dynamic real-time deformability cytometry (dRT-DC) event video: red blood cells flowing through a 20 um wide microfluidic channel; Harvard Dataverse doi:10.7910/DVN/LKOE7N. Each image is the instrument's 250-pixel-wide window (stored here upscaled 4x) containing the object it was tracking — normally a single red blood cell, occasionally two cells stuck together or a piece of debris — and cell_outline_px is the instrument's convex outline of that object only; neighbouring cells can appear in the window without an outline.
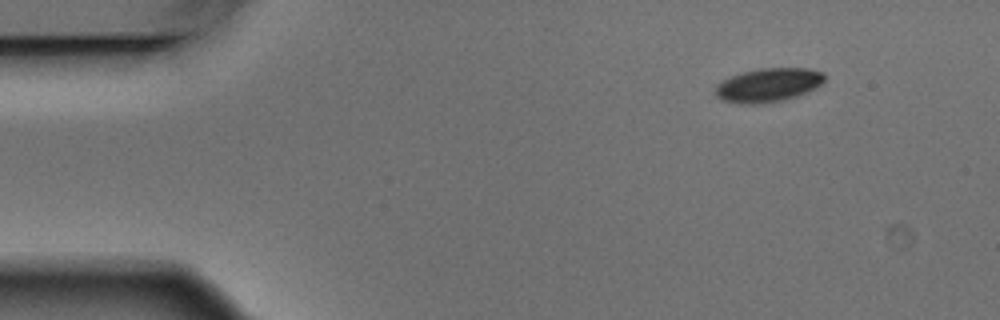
{"species": "Egyptian fruit bat (a non-hibernating species)", "species_latin": "Rousettus aegyptiacus", "temperature_condition": "warm", "stored_images_in_passage": 7, "camera_frame_rate_fps": 3000, "um_per_image_px": 0.085, "animal": {"sex": "male"}, "frame": {"image": 1, "passage_image": 1, "time_ms": 0.0, "image_size_px": [1000, 320], "cell_outline_px": [[824, 80], [816, 88], [808, 92], [796, 96], [780, 100], [760, 104], [740, 104], [720, 100], [712, 92], [716, 84], [732, 76], [744, 72], [760, 68], [808, 68], [824, 72]], "centroid_in_image_um": [65.27, 7.23], "position_along_channel_um": 19.7, "area_um2": 21.62}}
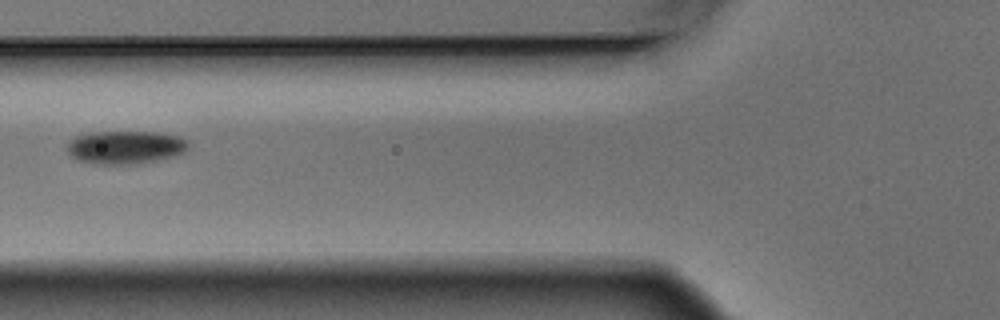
{"frame": {"image": 2, "passage_image": 5, "time_ms": 1.333, "image_size_px": [1000, 320], "cell_outline_px": [[188, 148], [184, 152], [176, 156], [136, 164], [92, 164], [76, 160], [64, 148], [68, 140], [76, 136], [92, 132], [156, 132], [180, 136], [188, 140]], "centroid_in_image_um": [10.62, 12.52], "position_along_channel_um": 115.2, "area_um2": 23.81}}
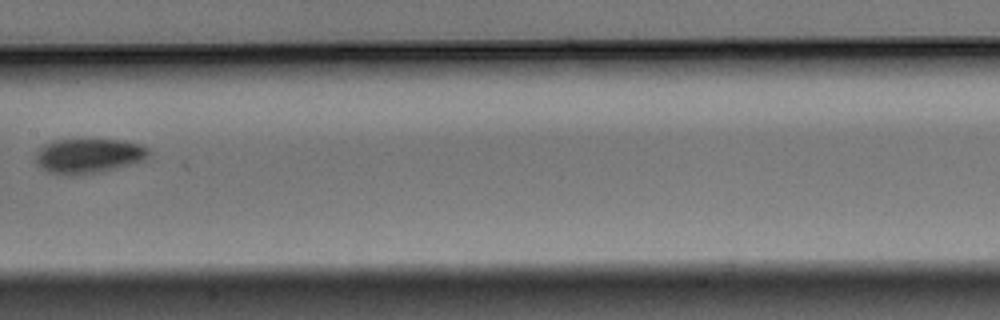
{"frame": {"image": 3, "passage_image": 7, "time_ms": 2.0, "image_size_px": [1000, 320], "cell_outline_px": [[148, 156], [144, 160], [132, 164], [104, 172], [80, 176], [68, 176], [48, 172], [40, 168], [36, 164], [36, 156], [40, 148], [44, 144], [52, 140], [80, 136], [84, 136], [124, 140], [140, 144], [148, 148]], "centroid_in_image_um": [7.51, 13.21], "position_along_channel_um": 199.9, "area_um2": 24.39}}